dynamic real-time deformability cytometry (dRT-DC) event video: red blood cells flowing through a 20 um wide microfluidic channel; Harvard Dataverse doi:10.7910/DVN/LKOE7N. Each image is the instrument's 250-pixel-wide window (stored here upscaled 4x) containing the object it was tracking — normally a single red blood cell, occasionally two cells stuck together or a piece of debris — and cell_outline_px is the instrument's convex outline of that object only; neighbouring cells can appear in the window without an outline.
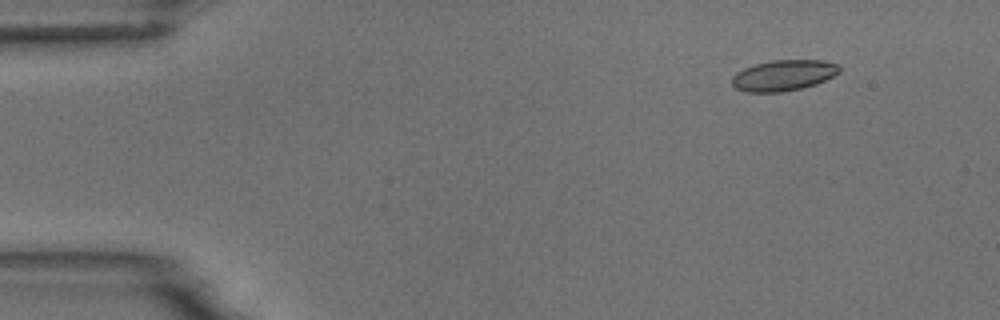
{"species": "common noctule bat (a hibernating species)", "species_latin": "Nyctalus noctula", "temperature_condition": "room temperature", "stored_images_in_passage": 5, "camera_frame_rate_fps": 3000, "um_per_image_px": 0.085, "animal": {"sex": "male", "body_mass_g": 18.8}, "frame": {"image": 1, "passage_image": 2, "time_ms": 1.333, "image_size_px": [1000, 320], "cell_outline_px": [[840, 72], [816, 84], [784, 92], [748, 92], [736, 88], [732, 84], [732, 76], [736, 72], [744, 68], [756, 64], [772, 60], [820, 60], [840, 64]], "centroid_in_image_um": [66.6, 6.4], "position_along_channel_um": 18.4, "area_um2": 19.25}}
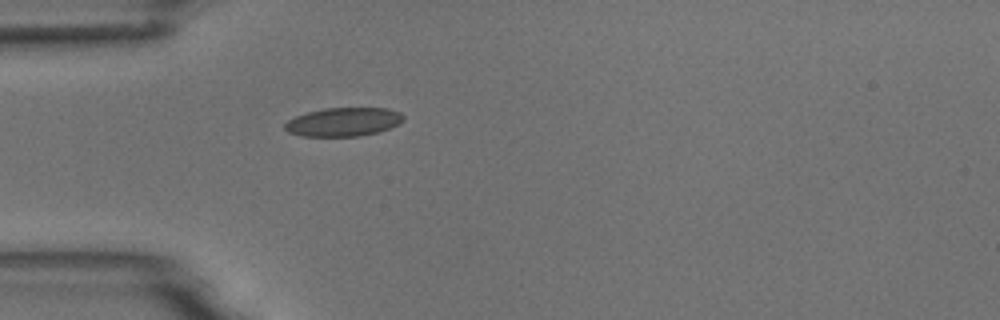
{"frame": {"image": 2, "passage_image": 5, "time_ms": 4.667, "image_size_px": [1000, 320], "cell_outline_px": [[404, 120], [400, 124], [380, 132], [360, 136], [300, 136], [288, 132], [284, 128], [284, 124], [288, 120], [296, 116], [308, 112], [324, 108], [388, 108], [400, 112], [404, 116]], "centroid_in_image_um": [29.22, 10.37], "position_along_channel_um": 55.8, "area_um2": 20.0}}